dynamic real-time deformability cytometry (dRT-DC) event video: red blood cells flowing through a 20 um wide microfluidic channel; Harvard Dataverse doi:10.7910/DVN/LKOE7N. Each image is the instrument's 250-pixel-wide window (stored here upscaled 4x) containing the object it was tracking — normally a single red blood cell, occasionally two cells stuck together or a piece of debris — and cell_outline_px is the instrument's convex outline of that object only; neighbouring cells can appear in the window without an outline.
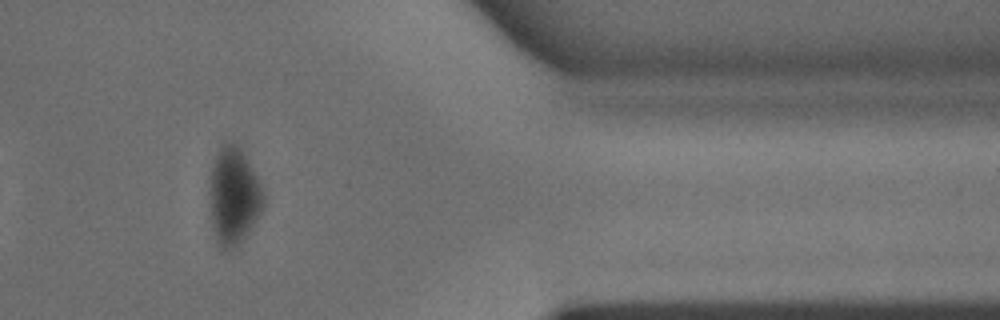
{"species": "common noctule bat (a hibernating species)", "species_latin": "Nyctalus noctula", "temperature_condition": "warm", "stored_images_in_passage": 36, "camera_frame_rate_fps": 3000, "um_per_image_px": 0.085, "animal": {"sex": "male", "body_mass_g": 15.6}, "frame": {"image": 1, "passage_image": 30, "time_ms": 9.667, "image_size_px": [1000, 320], "cell_outline_px": [[264, 208], [248, 232], [236, 244], [228, 248], [224, 248], [216, 240], [212, 224], [208, 192], [212, 164], [220, 144], [224, 140], [236, 140], [260, 180], [264, 192]], "centroid_in_image_um": [19.86, 16.53], "position_along_channel_um": 391.5, "area_um2": 30.87}}
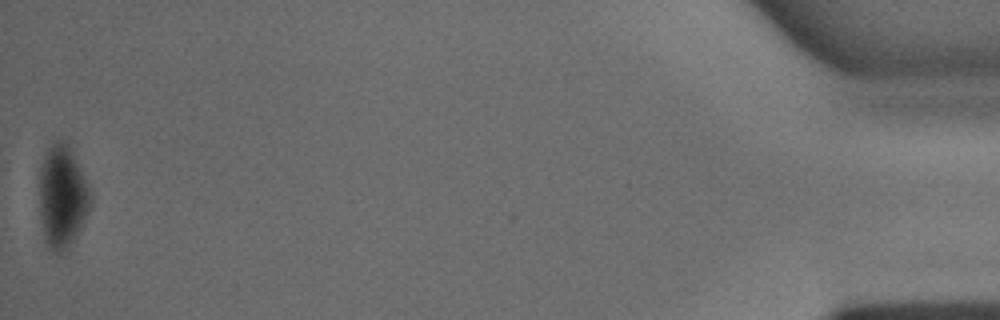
{"frame": {"image": 2, "passage_image": 36, "time_ms": 11.667, "image_size_px": [1000, 320], "cell_outline_px": [[92, 200], [88, 212], [80, 228], [64, 256], [60, 256], [52, 252], [44, 236], [40, 220], [36, 176], [44, 156], [52, 140], [64, 140], [68, 144], [80, 168], [92, 196]], "centroid_in_image_um": [5.23, 16.72], "position_along_channel_um": 430.0, "area_um2": 31.44}}